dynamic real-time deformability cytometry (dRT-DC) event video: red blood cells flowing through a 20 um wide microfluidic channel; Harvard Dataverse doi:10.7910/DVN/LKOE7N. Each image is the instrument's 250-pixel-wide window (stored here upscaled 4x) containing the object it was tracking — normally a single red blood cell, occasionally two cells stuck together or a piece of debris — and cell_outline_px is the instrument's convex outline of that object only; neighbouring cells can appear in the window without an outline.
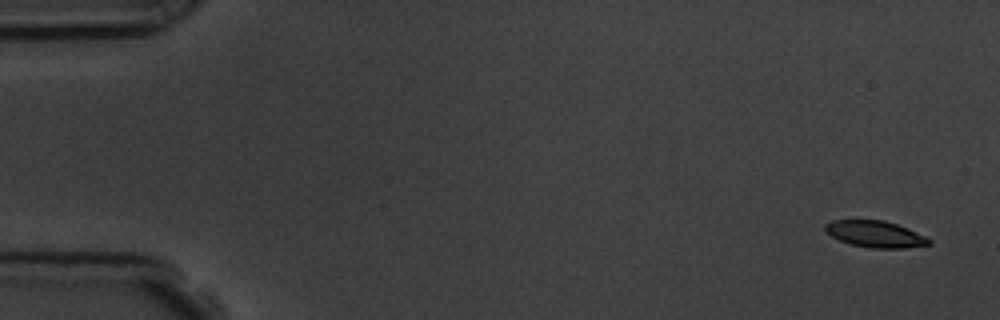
{"species": "common noctule bat (a hibernating species)", "species_latin": "Nyctalus noctula", "temperature_condition": "room temperature", "stored_images_in_passage": 5, "camera_frame_rate_fps": 3000, "um_per_image_px": 0.085, "animal": {"sex": "male", "body_mass_g": 19.5, "forearm_length_mm": 54.6}, "frame": {"image": 1, "passage_image": 1, "time_ms": 0.0, "image_size_px": [1000, 320], "cell_outline_px": [[932, 244], [908, 248], [872, 248], [852, 244], [840, 240], [832, 236], [824, 228], [824, 224], [832, 220], [884, 220], [908, 228], [932, 240]], "centroid_in_image_um": [74.43, 19.9], "position_along_channel_um": 10.6, "area_um2": 15.95}}
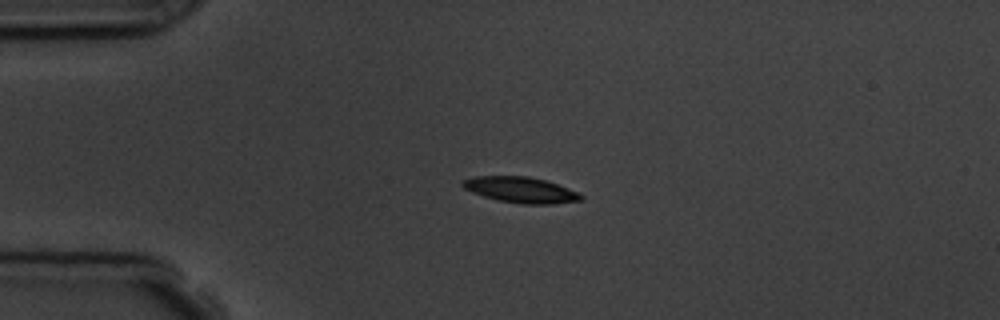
{"frame": {"image": 2, "passage_image": 4, "time_ms": 3.667, "image_size_px": [1000, 320], "cell_outline_px": [[584, 200], [552, 204], [524, 204], [500, 200], [484, 196], [472, 192], [464, 188], [460, 184], [460, 180], [472, 176], [528, 176], [544, 180], [580, 192], [584, 196]], "centroid_in_image_um": [44.26, 16.13], "position_along_channel_um": 40.7, "area_um2": 17.86}}